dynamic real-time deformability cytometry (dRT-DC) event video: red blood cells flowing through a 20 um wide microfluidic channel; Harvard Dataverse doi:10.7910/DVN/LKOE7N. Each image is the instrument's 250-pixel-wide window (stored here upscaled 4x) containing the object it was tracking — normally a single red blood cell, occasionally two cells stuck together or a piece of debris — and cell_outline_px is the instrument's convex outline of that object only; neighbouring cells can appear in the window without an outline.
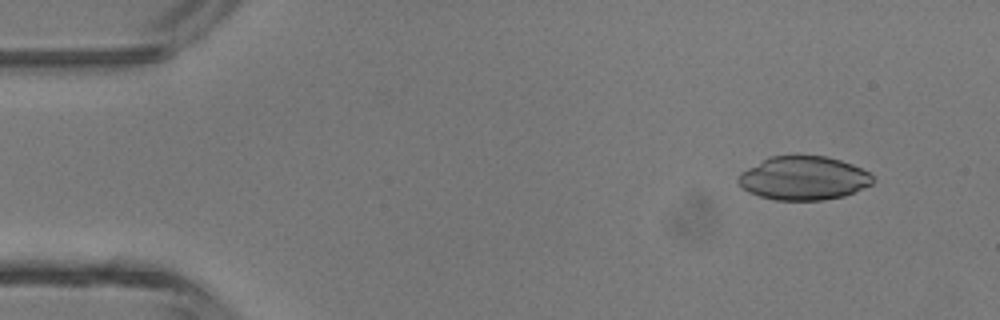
{"species": "common noctule bat (a hibernating species)", "species_latin": "Nyctalus noctula", "temperature_condition": "room temperature", "stored_images_in_passage": 4, "camera_frame_rate_fps": 3000, "um_per_image_px": 0.085, "animal": {"sex": "male", "body_mass_g": 13.3}, "frame": {"image": 1, "passage_image": 2, "time_ms": 0.333, "image_size_px": [1000, 320], "cell_outline_px": [[872, 184], [864, 188], [844, 196], [824, 200], [776, 200], [760, 196], [748, 192], [736, 180], [736, 176], [740, 172], [768, 156], [796, 152], [828, 156], [852, 164], [868, 172], [872, 176]], "centroid_in_image_um": [68.26, 15.09], "position_along_channel_um": 16.7, "area_um2": 35.14}}